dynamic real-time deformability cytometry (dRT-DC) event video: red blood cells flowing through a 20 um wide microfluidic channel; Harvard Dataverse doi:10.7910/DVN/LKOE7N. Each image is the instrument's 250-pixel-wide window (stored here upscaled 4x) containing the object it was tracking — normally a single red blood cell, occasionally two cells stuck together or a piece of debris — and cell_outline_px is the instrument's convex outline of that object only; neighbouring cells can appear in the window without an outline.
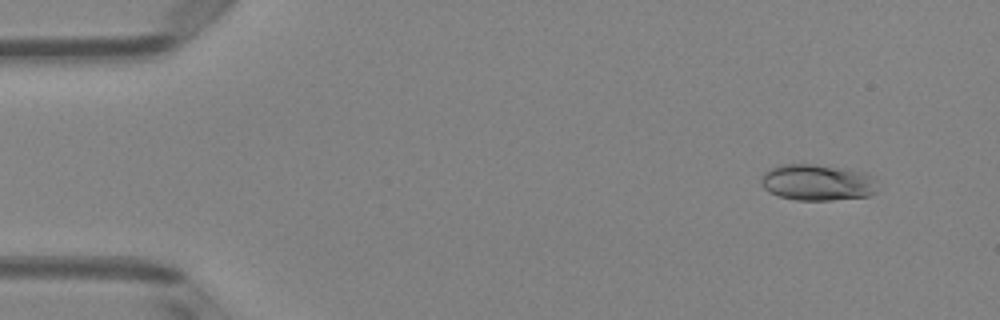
{"species": "Egyptian fruit bat (a non-hibernating species)", "species_latin": "Rousettus aegyptiacus", "temperature_condition": "room temperature", "stored_images_in_passage": 50, "camera_frame_rate_fps": 3000, "um_per_image_px": 0.085, "animal": {"sex": "female"}, "frame": {"image": 1, "passage_image": 5, "time_ms": 1.333, "image_size_px": [1000, 320], "cell_outline_px": [[876, 192], [868, 196], [832, 200], [796, 200], [780, 196], [768, 192], [760, 184], [760, 180], [764, 172], [780, 164], [816, 164], [848, 168], [864, 172], [872, 176], [876, 180]], "centroid_in_image_um": [69.48, 15.5], "position_along_channel_um": 15.5, "area_um2": 24.91}}
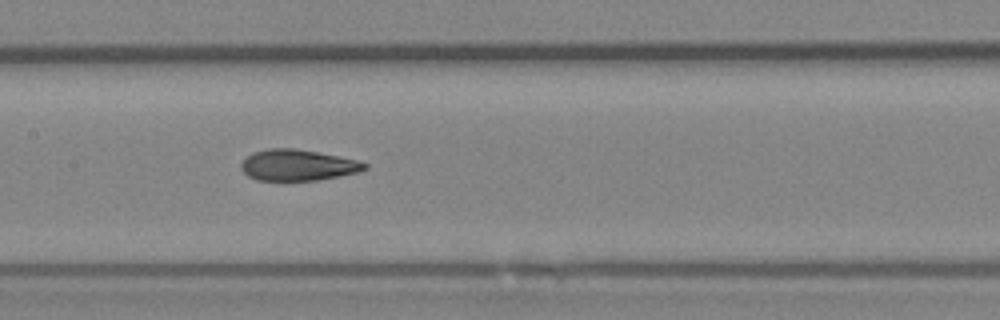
{"frame": {"image": 2, "passage_image": 25, "time_ms": 8.0, "image_size_px": [1000, 320], "cell_outline_px": [[368, 168], [360, 172], [340, 176], [316, 180], [256, 180], [248, 176], [240, 168], [240, 164], [252, 152], [268, 148], [292, 148], [316, 152], [356, 160], [368, 164]], "centroid_in_image_um": [25.29, 14.04], "position_along_channel_um": 182.1, "area_um2": 22.25}}
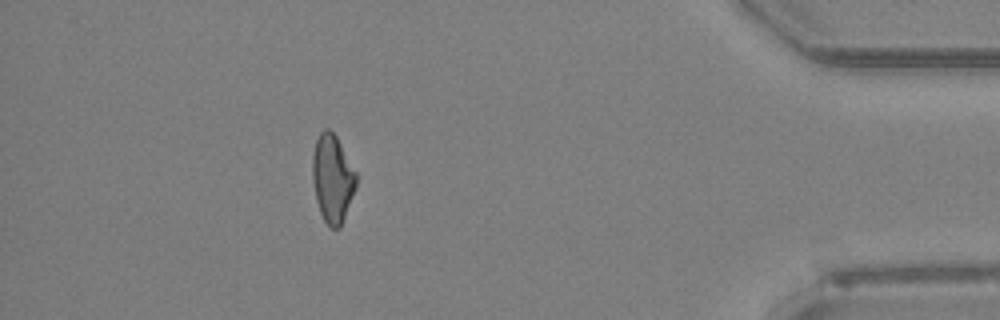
{"frame": {"image": 3, "passage_image": 45, "time_ms": 14.667, "image_size_px": [1000, 320], "cell_outline_px": [[360, 176], [356, 188], [340, 228], [328, 228], [320, 212], [316, 200], [312, 180], [312, 156], [316, 140], [320, 132], [324, 128], [328, 128], [336, 136]], "centroid_in_image_um": [28.28, 15.17], "position_along_channel_um": 406.9, "area_um2": 22.89}, "authors_computed_cell_mechanics": {"area_um2": 23.0044, "velocity_mm_per_s": 4.1044, "shape_relaxation_time_tau1_ms": 5.3825, "shape_relaxation_time_tau2_ms": 2.2659, "deformation_change_tau1": 0.1567, "deformation_change_tau2": 0.08}}